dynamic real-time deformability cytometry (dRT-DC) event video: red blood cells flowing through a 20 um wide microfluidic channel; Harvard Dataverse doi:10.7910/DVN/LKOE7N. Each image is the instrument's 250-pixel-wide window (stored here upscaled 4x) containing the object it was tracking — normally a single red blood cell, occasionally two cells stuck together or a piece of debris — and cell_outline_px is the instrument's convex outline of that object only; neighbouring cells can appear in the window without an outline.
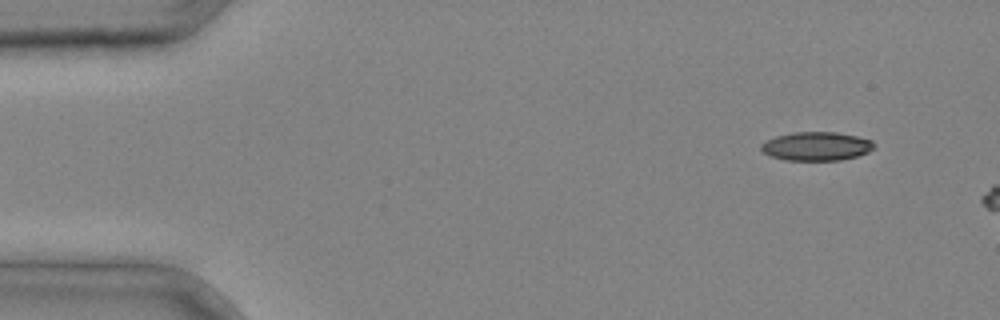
{"species": "common noctule bat (a hibernating species)", "species_latin": "Nyctalus noctula", "temperature_condition": "cold", "stored_images_in_passage": 2, "camera_frame_rate_fps": 3000, "um_per_image_px": 0.085, "animal": {"sex": "male", "body_mass_g": 20.4}, "frame": {"image": 1, "passage_image": 1, "time_ms": 0.0, "image_size_px": [1000, 320], "cell_outline_px": [[876, 148], [868, 152], [856, 156], [840, 160], [784, 160], [768, 156], [760, 148], [760, 144], [776, 136], [792, 132], [836, 132], [856, 136], [872, 140], [876, 144]], "centroid_in_image_um": [69.4, 12.43], "position_along_channel_um": 15.6, "area_um2": 19.02}}